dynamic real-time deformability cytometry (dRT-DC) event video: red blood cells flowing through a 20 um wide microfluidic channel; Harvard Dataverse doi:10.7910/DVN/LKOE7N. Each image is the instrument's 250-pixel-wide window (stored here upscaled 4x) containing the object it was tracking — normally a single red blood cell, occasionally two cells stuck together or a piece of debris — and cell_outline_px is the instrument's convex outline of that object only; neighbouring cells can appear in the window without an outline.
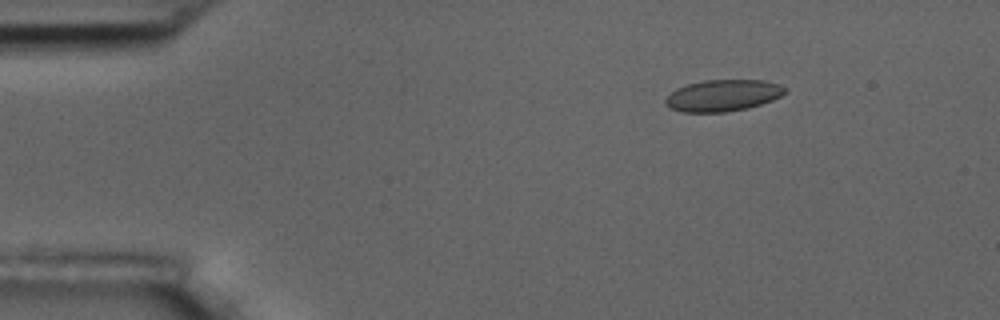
{"species": "common noctule bat (a hibernating species)", "species_latin": "Nyctalus noctula", "temperature_condition": "room temperature", "stored_images_in_passage": 5, "camera_frame_rate_fps": 3000, "um_per_image_px": 0.085, "animal": {"sex": "male", "body_mass_g": 17.5, "forearm_length_mm": 52.3}, "frame": {"image": 1, "passage_image": 3, "time_ms": 2.333, "image_size_px": [1000, 320], "cell_outline_px": [[788, 92], [772, 100], [748, 108], [724, 112], [684, 112], [672, 108], [664, 100], [676, 88], [688, 84], [704, 80], [764, 80], [780, 84], [788, 88]], "centroid_in_image_um": [61.51, 8.1], "position_along_channel_um": 23.5, "area_um2": 21.91}}